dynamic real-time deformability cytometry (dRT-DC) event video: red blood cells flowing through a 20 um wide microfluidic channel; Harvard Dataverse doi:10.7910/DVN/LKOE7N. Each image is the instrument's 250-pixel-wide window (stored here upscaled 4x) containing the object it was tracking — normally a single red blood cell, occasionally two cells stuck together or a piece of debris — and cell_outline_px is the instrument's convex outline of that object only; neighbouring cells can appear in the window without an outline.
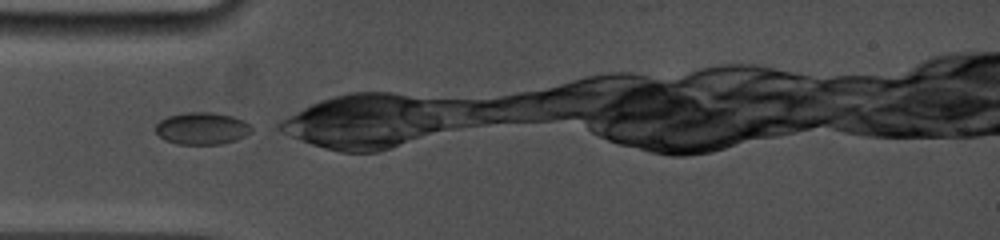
{"species": "common noctule bat (a hibernating species)", "species_latin": "Nyctalus noctula", "temperature_condition": "cold", "stored_images_in_passage": 2, "camera_frame_rate_fps": 5000, "um_per_image_px": 0.085, "animal": {"sex": "female", "body_mass_g": 19.0, "forearm_length_mm": 53.3}, "frame": {"image": 1, "passage_image": 1, "time_ms": 0.0, "image_size_px": [1000, 240], "cell_outline_px": [[252, 132], [236, 140], [220, 144], [176, 144], [164, 140], [156, 132], [156, 124], [160, 120], [168, 116], [188, 112], [212, 112], [232, 116], [244, 120], [252, 128]], "centroid_in_image_um": [17.17, 10.92], "position_along_channel_um": 67.8, "area_um2": 17.98}}